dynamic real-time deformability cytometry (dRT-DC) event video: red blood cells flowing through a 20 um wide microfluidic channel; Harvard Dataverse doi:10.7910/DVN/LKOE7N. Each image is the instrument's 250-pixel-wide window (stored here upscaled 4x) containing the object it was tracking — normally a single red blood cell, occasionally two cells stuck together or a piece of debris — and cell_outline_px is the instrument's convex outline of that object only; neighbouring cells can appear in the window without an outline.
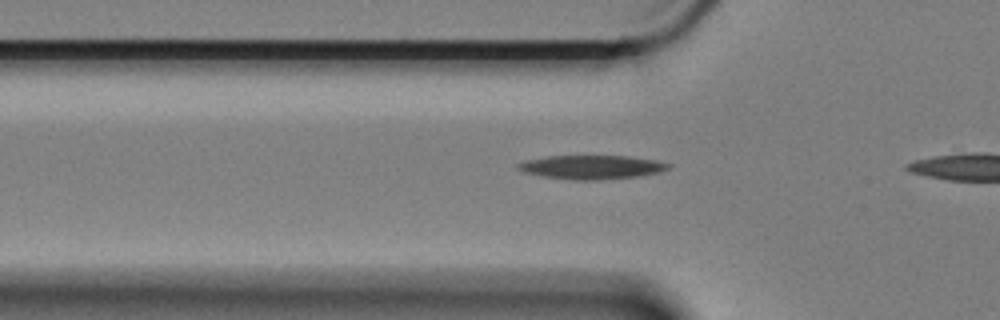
{"species": "Egyptian fruit bat (a non-hibernating species)", "species_latin": "Rousettus aegyptiacus", "temperature_condition": "cold", "stored_images_in_passage": 16, "camera_frame_rate_fps": 3000, "um_per_image_px": 0.085, "animal": {"sex": "female"}, "frame": {"image": 1, "passage_image": 6, "time_ms": 1.667, "image_size_px": [1000, 320], "cell_outline_px": [[672, 164], [668, 168], [660, 172], [640, 176], [600, 180], [572, 180], [544, 176], [524, 172], [516, 168], [516, 164], [524, 160], [548, 156], [628, 156], [656, 160]], "centroid_in_image_um": [50.29, 14.2], "position_along_channel_um": 75.5, "area_um2": 20.98}}
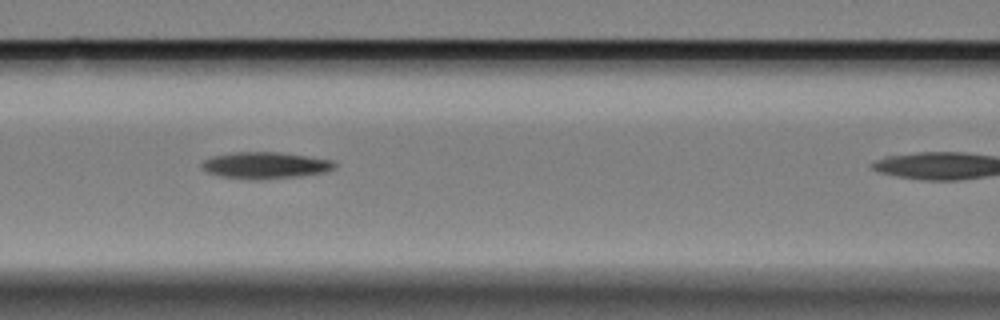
{"frame": {"image": 2, "passage_image": 12, "time_ms": 3.667, "image_size_px": [1000, 320], "cell_outline_px": [[336, 168], [324, 172], [300, 176], [260, 180], [252, 180], [220, 176], [208, 172], [200, 164], [204, 160], [212, 156], [232, 152], [276, 152], [308, 156], [332, 160], [336, 164]], "centroid_in_image_um": [22.55, 14.05], "position_along_channel_um": 144.0, "area_um2": 20.63}}
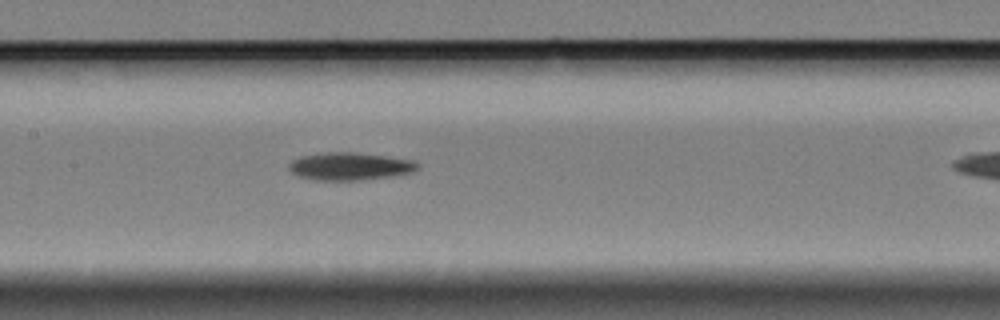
{"frame": {"image": 3, "passage_image": 15, "time_ms": 4.667, "image_size_px": [1000, 320], "cell_outline_px": [[420, 164], [416, 168], [408, 172], [388, 176], [356, 180], [316, 180], [300, 176], [292, 172], [288, 168], [288, 164], [292, 160], [300, 156], [324, 152], [352, 152], [384, 156], [412, 160]], "centroid_in_image_um": [29.65, 14.12], "position_along_channel_um": 177.7, "area_um2": 20.29}}